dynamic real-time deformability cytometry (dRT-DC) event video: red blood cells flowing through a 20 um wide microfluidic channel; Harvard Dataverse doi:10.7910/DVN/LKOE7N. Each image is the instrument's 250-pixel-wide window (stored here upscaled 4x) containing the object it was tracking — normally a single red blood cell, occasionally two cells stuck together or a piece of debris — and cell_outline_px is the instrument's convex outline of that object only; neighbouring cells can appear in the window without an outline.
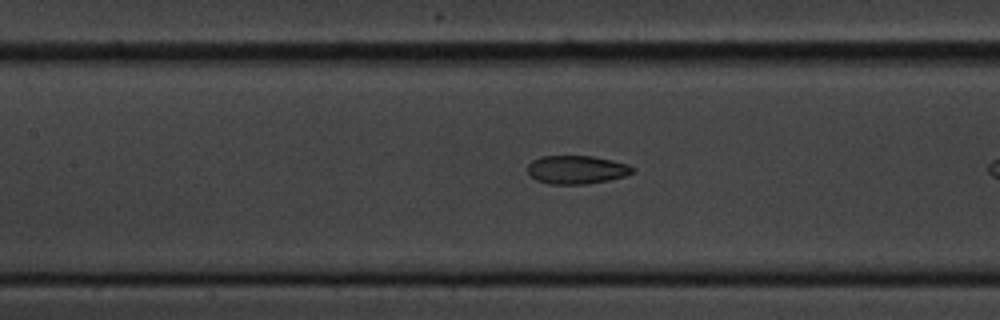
{"species": "common noctule bat (a hibernating species)", "species_latin": "Nyctalus noctula", "temperature_condition": "cold", "stored_images_in_passage": 26, "camera_frame_rate_fps": 3000, "um_per_image_px": 0.085, "animal": {"sex": "male", "body_mass_g": 20.1, "forearm_length_mm": 53.5}, "frame": {"image": 1, "passage_image": 15, "time_ms": 4.667, "image_size_px": [1000, 320], "cell_outline_px": [[632, 172], [624, 176], [608, 180], [584, 184], [548, 184], [536, 180], [528, 172], [528, 164], [532, 160], [540, 156], [592, 156], [612, 160], [628, 164], [632, 168]], "centroid_in_image_um": [48.97, 14.42], "position_along_channel_um": 158.4, "area_um2": 17.22}}
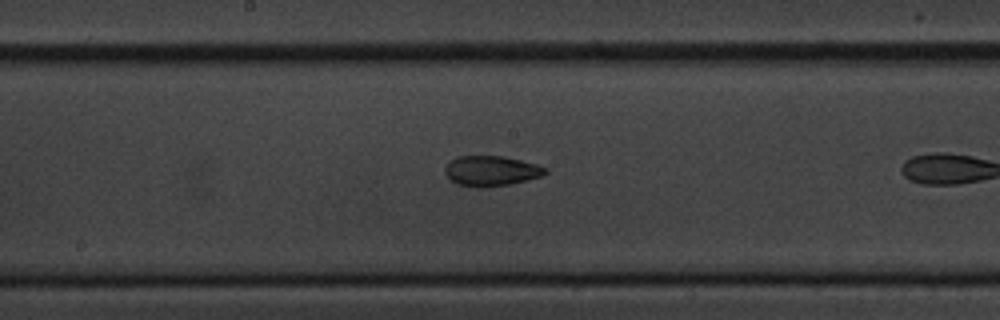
{"frame": {"image": 2, "passage_image": 19, "time_ms": 6.0, "image_size_px": [1000, 320], "cell_outline_px": [[548, 172], [544, 176], [528, 180], [508, 184], [480, 188], [476, 188], [456, 184], [444, 172], [444, 168], [456, 156], [504, 156], [536, 164], [548, 168]], "centroid_in_image_um": [41.78, 14.53], "position_along_channel_um": 206.4, "area_um2": 17.74}}
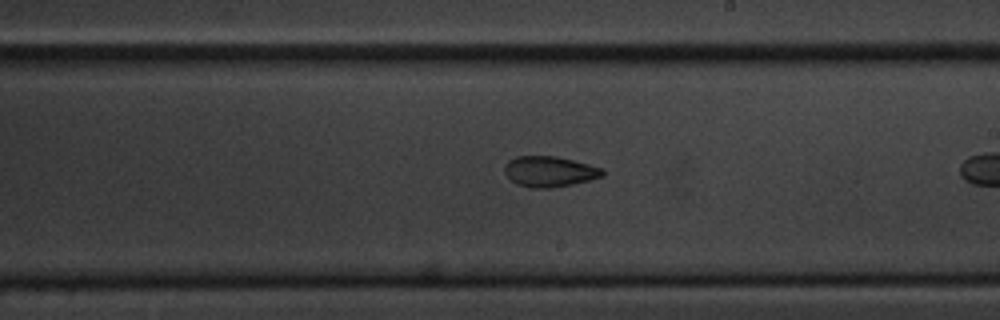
{"frame": {"image": 3, "passage_image": 22, "time_ms": 7.0, "image_size_px": [1000, 320], "cell_outline_px": [[604, 176], [572, 184], [552, 188], [528, 188], [516, 184], [504, 172], [504, 164], [508, 160], [516, 156], [556, 156], [604, 168]], "centroid_in_image_um": [46.69, 14.58], "position_along_channel_um": 242.3, "area_um2": 17.57}}